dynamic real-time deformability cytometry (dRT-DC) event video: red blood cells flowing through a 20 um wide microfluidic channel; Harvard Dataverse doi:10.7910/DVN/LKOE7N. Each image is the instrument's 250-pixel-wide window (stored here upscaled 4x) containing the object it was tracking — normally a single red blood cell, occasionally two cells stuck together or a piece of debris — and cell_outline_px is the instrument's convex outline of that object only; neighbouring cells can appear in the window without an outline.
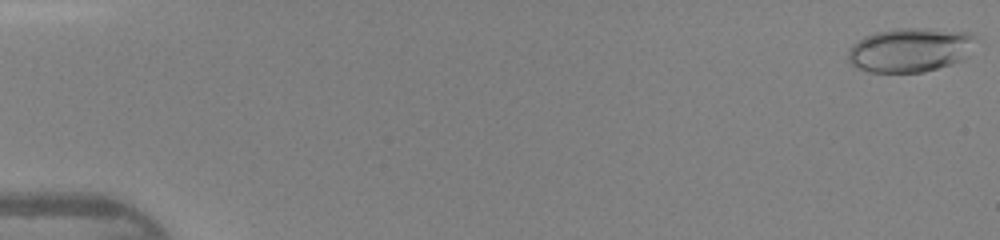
{"species": "human", "species_latin": "Homo sapiens", "temperature_condition": "warm", "stored_images_in_passage": 47, "camera_frame_rate_fps": 3000, "um_per_image_px": 0.085, "donor": {"sex": "female"}, "frame": {"image": 1, "passage_image": 1, "time_ms": 0.0, "image_size_px": [1000, 240], "cell_outline_px": [[972, 36], [968, 56], [964, 60], [952, 64], [924, 72], [868, 72], [856, 68], [848, 60], [848, 52], [852, 44], [856, 40], [864, 36], [876, 32], [896, 28], [924, 28], [968, 32]], "centroid_in_image_um": [77.29, 4.25], "position_along_channel_um": 7.7, "area_um2": 32.77}}
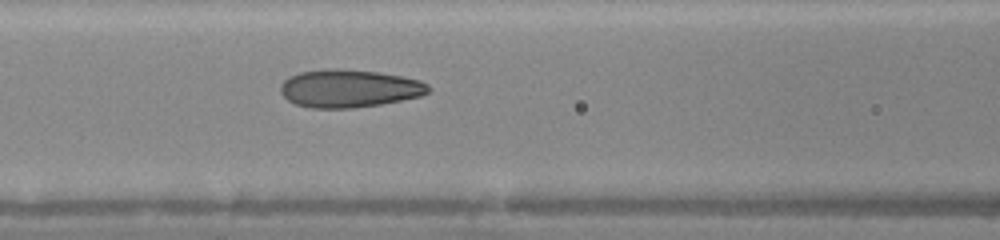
{"frame": {"image": 2, "passage_image": 21, "time_ms": 6.667, "image_size_px": [1000, 240], "cell_outline_px": [[428, 92], [420, 96], [380, 104], [352, 108], [312, 108], [296, 104], [288, 100], [280, 92], [280, 84], [288, 76], [300, 72], [324, 68], [336, 68], [376, 72], [400, 76], [420, 80], [428, 84]], "centroid_in_image_um": [29.62, 7.51], "position_along_channel_um": 137.0, "area_um2": 32.54}}
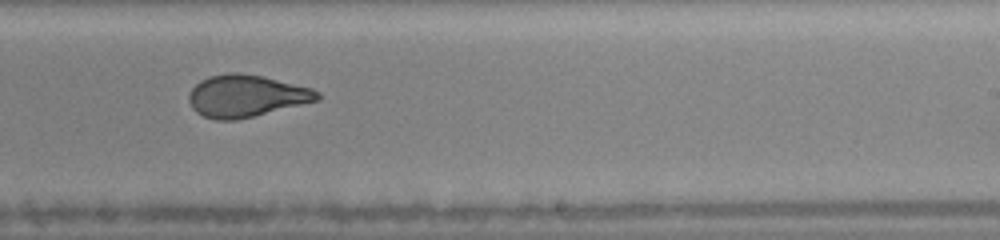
{"frame": {"image": 3, "passage_image": 30, "time_ms": 9.667, "image_size_px": [1000, 240], "cell_outline_px": [[320, 100], [236, 120], [216, 120], [204, 116], [196, 112], [192, 108], [188, 100], [188, 96], [192, 88], [200, 80], [208, 76], [228, 72], [236, 72], [260, 76], [312, 88], [320, 92]], "centroid_in_image_um": [20.9, 8.15], "position_along_channel_um": 268.1, "area_um2": 31.39}, "authors_computed_cell_mechanics": {"area_um2": 31.501, "velocity_mm_per_s": 4.3869, "shape_relaxation_time_tau1_ms": 9.115, "shape_relaxation_time_tau2_ms": 0.9988, "deformation_change_tau1": 0.2709, "deformation_change_tau2": 0.08}}